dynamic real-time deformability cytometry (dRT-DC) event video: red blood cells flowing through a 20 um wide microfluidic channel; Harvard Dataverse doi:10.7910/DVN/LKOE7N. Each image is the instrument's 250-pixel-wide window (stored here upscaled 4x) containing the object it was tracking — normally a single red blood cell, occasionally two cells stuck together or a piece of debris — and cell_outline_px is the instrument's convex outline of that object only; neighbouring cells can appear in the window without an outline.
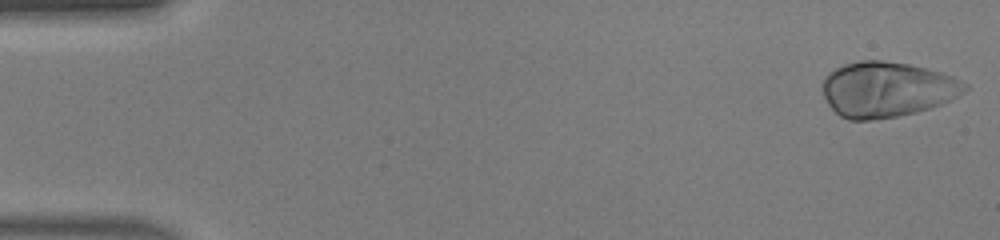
{"species": "human", "species_latin": "Homo sapiens", "temperature_condition": "warm", "stored_images_in_passage": 46, "camera_frame_rate_fps": 3000, "um_per_image_px": 0.085, "donor": {"sex": "male"}, "frame": {"image": 1, "passage_image": 1, "time_ms": 0.0, "image_size_px": [1000, 240], "cell_outline_px": [[968, 88], [964, 92], [940, 104], [916, 112], [896, 116], [872, 120], [848, 120], [840, 116], [828, 104], [824, 96], [820, 84], [824, 76], [828, 72], [844, 64], [860, 60], [880, 60], [908, 64], [928, 68], [952, 76], [968, 84]], "centroid_in_image_um": [75.34, 7.59], "position_along_channel_um": 9.7, "area_um2": 45.95}}
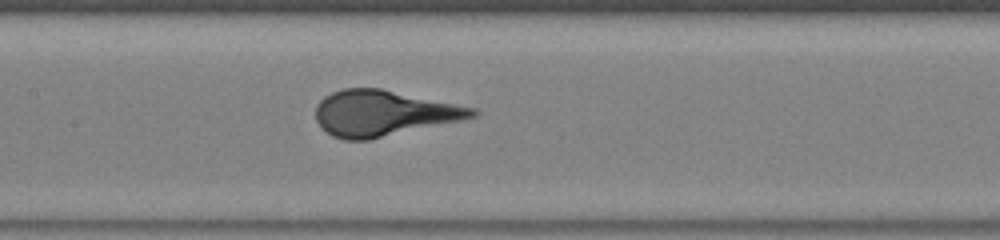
{"frame": {"image": 2, "passage_image": 22, "time_ms": 7.0, "image_size_px": [1000, 240], "cell_outline_px": [[480, 112], [476, 116], [460, 120], [368, 140], [344, 140], [332, 136], [320, 128], [316, 120], [316, 104], [324, 96], [332, 92], [344, 88], [380, 88], [476, 108]], "centroid_in_image_um": [32.54, 9.62], "position_along_channel_um": 174.9, "area_um2": 41.56}}
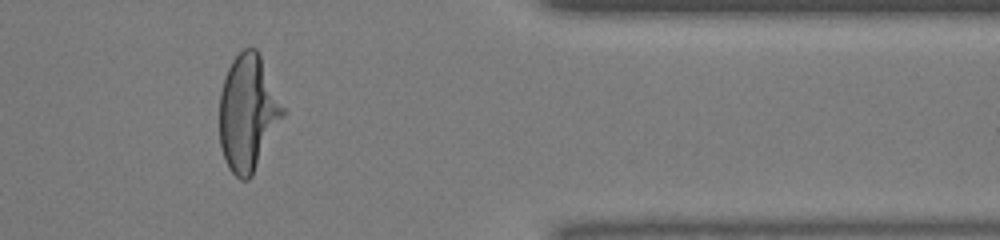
{"frame": {"image": 3, "passage_image": 38, "time_ms": 12.333, "image_size_px": [1000, 240], "cell_outline_px": [[288, 112], [252, 176], [248, 180], [240, 180], [228, 168], [224, 160], [220, 144], [220, 92], [224, 76], [232, 60], [244, 48], [256, 48]], "centroid_in_image_um": [21.11, 9.63], "position_along_channel_um": 390.3, "area_um2": 43.52}}